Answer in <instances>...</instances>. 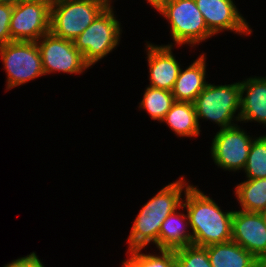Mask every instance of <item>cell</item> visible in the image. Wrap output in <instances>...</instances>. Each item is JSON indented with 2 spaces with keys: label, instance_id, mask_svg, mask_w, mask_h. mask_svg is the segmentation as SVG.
I'll return each instance as SVG.
<instances>
[{
  "label": "cell",
  "instance_id": "28",
  "mask_svg": "<svg viewBox=\"0 0 266 267\" xmlns=\"http://www.w3.org/2000/svg\"><path fill=\"white\" fill-rule=\"evenodd\" d=\"M259 267H266V256L259 261Z\"/></svg>",
  "mask_w": 266,
  "mask_h": 267
},
{
  "label": "cell",
  "instance_id": "30",
  "mask_svg": "<svg viewBox=\"0 0 266 267\" xmlns=\"http://www.w3.org/2000/svg\"><path fill=\"white\" fill-rule=\"evenodd\" d=\"M260 214L263 218L264 223L266 224V208L263 211H261Z\"/></svg>",
  "mask_w": 266,
  "mask_h": 267
},
{
  "label": "cell",
  "instance_id": "11",
  "mask_svg": "<svg viewBox=\"0 0 266 267\" xmlns=\"http://www.w3.org/2000/svg\"><path fill=\"white\" fill-rule=\"evenodd\" d=\"M233 1L195 0L208 29L214 35L223 31H230L243 36L251 35L252 28Z\"/></svg>",
  "mask_w": 266,
  "mask_h": 267
},
{
  "label": "cell",
  "instance_id": "22",
  "mask_svg": "<svg viewBox=\"0 0 266 267\" xmlns=\"http://www.w3.org/2000/svg\"><path fill=\"white\" fill-rule=\"evenodd\" d=\"M243 172L246 179L266 177V134L254 138Z\"/></svg>",
  "mask_w": 266,
  "mask_h": 267
},
{
  "label": "cell",
  "instance_id": "21",
  "mask_svg": "<svg viewBox=\"0 0 266 267\" xmlns=\"http://www.w3.org/2000/svg\"><path fill=\"white\" fill-rule=\"evenodd\" d=\"M128 258L122 261V267H176L175 250L159 249V255L142 252V249L126 252Z\"/></svg>",
  "mask_w": 266,
  "mask_h": 267
},
{
  "label": "cell",
  "instance_id": "10",
  "mask_svg": "<svg viewBox=\"0 0 266 267\" xmlns=\"http://www.w3.org/2000/svg\"><path fill=\"white\" fill-rule=\"evenodd\" d=\"M36 43L45 75L56 72L80 75L90 67L74 47L73 41L56 37L49 32Z\"/></svg>",
  "mask_w": 266,
  "mask_h": 267
},
{
  "label": "cell",
  "instance_id": "19",
  "mask_svg": "<svg viewBox=\"0 0 266 267\" xmlns=\"http://www.w3.org/2000/svg\"><path fill=\"white\" fill-rule=\"evenodd\" d=\"M240 210L260 213L266 208V177L246 179L235 187Z\"/></svg>",
  "mask_w": 266,
  "mask_h": 267
},
{
  "label": "cell",
  "instance_id": "12",
  "mask_svg": "<svg viewBox=\"0 0 266 267\" xmlns=\"http://www.w3.org/2000/svg\"><path fill=\"white\" fill-rule=\"evenodd\" d=\"M258 261L266 256V224L260 213L234 210L232 238Z\"/></svg>",
  "mask_w": 266,
  "mask_h": 267
},
{
  "label": "cell",
  "instance_id": "6",
  "mask_svg": "<svg viewBox=\"0 0 266 267\" xmlns=\"http://www.w3.org/2000/svg\"><path fill=\"white\" fill-rule=\"evenodd\" d=\"M106 7L99 0H52L50 33L73 41Z\"/></svg>",
  "mask_w": 266,
  "mask_h": 267
},
{
  "label": "cell",
  "instance_id": "24",
  "mask_svg": "<svg viewBox=\"0 0 266 267\" xmlns=\"http://www.w3.org/2000/svg\"><path fill=\"white\" fill-rule=\"evenodd\" d=\"M13 6L0 3V46L11 42L10 20Z\"/></svg>",
  "mask_w": 266,
  "mask_h": 267
},
{
  "label": "cell",
  "instance_id": "23",
  "mask_svg": "<svg viewBox=\"0 0 266 267\" xmlns=\"http://www.w3.org/2000/svg\"><path fill=\"white\" fill-rule=\"evenodd\" d=\"M176 267H212L207 249L188 245L175 250Z\"/></svg>",
  "mask_w": 266,
  "mask_h": 267
},
{
  "label": "cell",
  "instance_id": "20",
  "mask_svg": "<svg viewBox=\"0 0 266 267\" xmlns=\"http://www.w3.org/2000/svg\"><path fill=\"white\" fill-rule=\"evenodd\" d=\"M174 102L171 91L147 86L138 107L145 110L152 120L161 122Z\"/></svg>",
  "mask_w": 266,
  "mask_h": 267
},
{
  "label": "cell",
  "instance_id": "9",
  "mask_svg": "<svg viewBox=\"0 0 266 267\" xmlns=\"http://www.w3.org/2000/svg\"><path fill=\"white\" fill-rule=\"evenodd\" d=\"M237 124L220 129L212 139L211 158L225 171H243L254 138Z\"/></svg>",
  "mask_w": 266,
  "mask_h": 267
},
{
  "label": "cell",
  "instance_id": "18",
  "mask_svg": "<svg viewBox=\"0 0 266 267\" xmlns=\"http://www.w3.org/2000/svg\"><path fill=\"white\" fill-rule=\"evenodd\" d=\"M160 123L168 127L179 137L192 138L200 136L201 125L192 102L175 101Z\"/></svg>",
  "mask_w": 266,
  "mask_h": 267
},
{
  "label": "cell",
  "instance_id": "2",
  "mask_svg": "<svg viewBox=\"0 0 266 267\" xmlns=\"http://www.w3.org/2000/svg\"><path fill=\"white\" fill-rule=\"evenodd\" d=\"M191 184L184 176L175 182L168 183L155 196L149 199L141 208L133 221L129 237L128 251L145 249L148 244H154L159 249V232L162 222L173 211L182 205L187 189Z\"/></svg>",
  "mask_w": 266,
  "mask_h": 267
},
{
  "label": "cell",
  "instance_id": "5",
  "mask_svg": "<svg viewBox=\"0 0 266 267\" xmlns=\"http://www.w3.org/2000/svg\"><path fill=\"white\" fill-rule=\"evenodd\" d=\"M112 7H106L95 20L73 40L74 47L92 67L120 44L121 23Z\"/></svg>",
  "mask_w": 266,
  "mask_h": 267
},
{
  "label": "cell",
  "instance_id": "15",
  "mask_svg": "<svg viewBox=\"0 0 266 267\" xmlns=\"http://www.w3.org/2000/svg\"><path fill=\"white\" fill-rule=\"evenodd\" d=\"M206 55L201 54L186 69H180L172 94L175 101L194 102L207 85Z\"/></svg>",
  "mask_w": 266,
  "mask_h": 267
},
{
  "label": "cell",
  "instance_id": "29",
  "mask_svg": "<svg viewBox=\"0 0 266 267\" xmlns=\"http://www.w3.org/2000/svg\"><path fill=\"white\" fill-rule=\"evenodd\" d=\"M101 2H103L107 7H112V1L113 0H99Z\"/></svg>",
  "mask_w": 266,
  "mask_h": 267
},
{
  "label": "cell",
  "instance_id": "1",
  "mask_svg": "<svg viewBox=\"0 0 266 267\" xmlns=\"http://www.w3.org/2000/svg\"><path fill=\"white\" fill-rule=\"evenodd\" d=\"M184 196L182 205L187 211L193 245L205 247L231 240L233 210L223 211L212 197L193 184Z\"/></svg>",
  "mask_w": 266,
  "mask_h": 267
},
{
  "label": "cell",
  "instance_id": "17",
  "mask_svg": "<svg viewBox=\"0 0 266 267\" xmlns=\"http://www.w3.org/2000/svg\"><path fill=\"white\" fill-rule=\"evenodd\" d=\"M205 248L212 267H259V261L232 240Z\"/></svg>",
  "mask_w": 266,
  "mask_h": 267
},
{
  "label": "cell",
  "instance_id": "16",
  "mask_svg": "<svg viewBox=\"0 0 266 267\" xmlns=\"http://www.w3.org/2000/svg\"><path fill=\"white\" fill-rule=\"evenodd\" d=\"M180 209L185 211L184 206L181 205L162 222L159 232V249L176 250L193 245L187 213L185 215L183 212H177ZM187 228L189 229L187 230Z\"/></svg>",
  "mask_w": 266,
  "mask_h": 267
},
{
  "label": "cell",
  "instance_id": "8",
  "mask_svg": "<svg viewBox=\"0 0 266 267\" xmlns=\"http://www.w3.org/2000/svg\"><path fill=\"white\" fill-rule=\"evenodd\" d=\"M52 0H25L13 6L10 20L12 41L37 42L50 32Z\"/></svg>",
  "mask_w": 266,
  "mask_h": 267
},
{
  "label": "cell",
  "instance_id": "25",
  "mask_svg": "<svg viewBox=\"0 0 266 267\" xmlns=\"http://www.w3.org/2000/svg\"><path fill=\"white\" fill-rule=\"evenodd\" d=\"M3 267H45V265L41 262L36 253L32 252L27 256L7 263V265L5 264Z\"/></svg>",
  "mask_w": 266,
  "mask_h": 267
},
{
  "label": "cell",
  "instance_id": "7",
  "mask_svg": "<svg viewBox=\"0 0 266 267\" xmlns=\"http://www.w3.org/2000/svg\"><path fill=\"white\" fill-rule=\"evenodd\" d=\"M0 59L7 75L6 90L45 76L36 42L12 41L0 46Z\"/></svg>",
  "mask_w": 266,
  "mask_h": 267
},
{
  "label": "cell",
  "instance_id": "3",
  "mask_svg": "<svg viewBox=\"0 0 266 267\" xmlns=\"http://www.w3.org/2000/svg\"><path fill=\"white\" fill-rule=\"evenodd\" d=\"M158 12L169 22L174 42L166 45L195 47L214 36L208 29L195 0H168Z\"/></svg>",
  "mask_w": 266,
  "mask_h": 267
},
{
  "label": "cell",
  "instance_id": "14",
  "mask_svg": "<svg viewBox=\"0 0 266 267\" xmlns=\"http://www.w3.org/2000/svg\"><path fill=\"white\" fill-rule=\"evenodd\" d=\"M249 121L266 127V76H250L240 81V122Z\"/></svg>",
  "mask_w": 266,
  "mask_h": 267
},
{
  "label": "cell",
  "instance_id": "26",
  "mask_svg": "<svg viewBox=\"0 0 266 267\" xmlns=\"http://www.w3.org/2000/svg\"><path fill=\"white\" fill-rule=\"evenodd\" d=\"M152 8L159 10L168 0H145Z\"/></svg>",
  "mask_w": 266,
  "mask_h": 267
},
{
  "label": "cell",
  "instance_id": "4",
  "mask_svg": "<svg viewBox=\"0 0 266 267\" xmlns=\"http://www.w3.org/2000/svg\"><path fill=\"white\" fill-rule=\"evenodd\" d=\"M193 104L198 124L199 119H204L220 129L235 126L240 122V81L225 85L207 83Z\"/></svg>",
  "mask_w": 266,
  "mask_h": 267
},
{
  "label": "cell",
  "instance_id": "27",
  "mask_svg": "<svg viewBox=\"0 0 266 267\" xmlns=\"http://www.w3.org/2000/svg\"><path fill=\"white\" fill-rule=\"evenodd\" d=\"M22 1H25V0H0V3L1 4H8L11 6H16V5L20 4Z\"/></svg>",
  "mask_w": 266,
  "mask_h": 267
},
{
  "label": "cell",
  "instance_id": "13",
  "mask_svg": "<svg viewBox=\"0 0 266 267\" xmlns=\"http://www.w3.org/2000/svg\"><path fill=\"white\" fill-rule=\"evenodd\" d=\"M147 62L149 67L148 86L172 91L179 75L181 64L173 54V46L156 45L146 42Z\"/></svg>",
  "mask_w": 266,
  "mask_h": 267
}]
</instances>
